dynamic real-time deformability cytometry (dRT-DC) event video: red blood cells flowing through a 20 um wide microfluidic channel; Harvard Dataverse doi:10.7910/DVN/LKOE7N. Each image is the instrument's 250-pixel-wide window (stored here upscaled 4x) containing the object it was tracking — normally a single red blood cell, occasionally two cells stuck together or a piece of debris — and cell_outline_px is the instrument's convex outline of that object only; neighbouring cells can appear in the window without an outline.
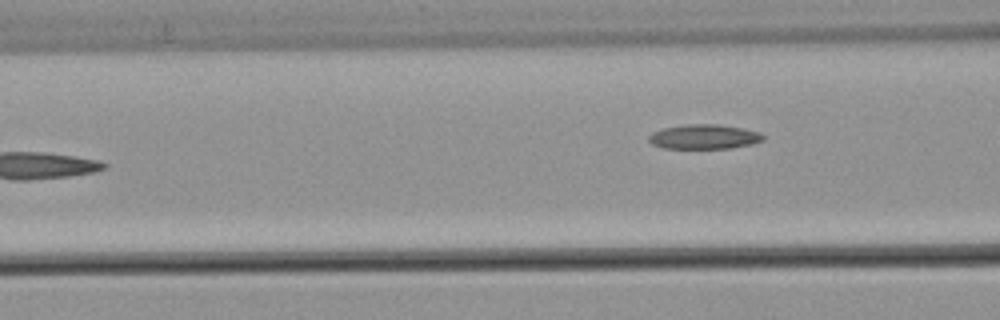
{"species": "common noctule bat (a hibernating species)", "species_latin": "Nyctalus noctula", "temperature_condition": "warm", "stored_images_in_passage": 4, "camera_frame_rate_fps": 3000, "um_per_image_px": 0.085, "animal": {"sex": "male", "body_mass_g": 21.5, "forearm_length_mm": 52.0}, "frame": {"image": 1, "passage_image": 4, "time_ms": 1.0, "image_size_px": [1000, 320], "cell_outline_px": [[764, 140], [752, 144], [732, 148], [664, 148], [652, 144], [648, 140], [648, 136], [652, 132], [664, 128], [688, 124], [720, 124], [744, 128], [760, 132], [764, 136]], "centroid_in_image_um": [59.87, 11.62], "position_along_channel_um": 106.7, "area_um2": 16.47}}